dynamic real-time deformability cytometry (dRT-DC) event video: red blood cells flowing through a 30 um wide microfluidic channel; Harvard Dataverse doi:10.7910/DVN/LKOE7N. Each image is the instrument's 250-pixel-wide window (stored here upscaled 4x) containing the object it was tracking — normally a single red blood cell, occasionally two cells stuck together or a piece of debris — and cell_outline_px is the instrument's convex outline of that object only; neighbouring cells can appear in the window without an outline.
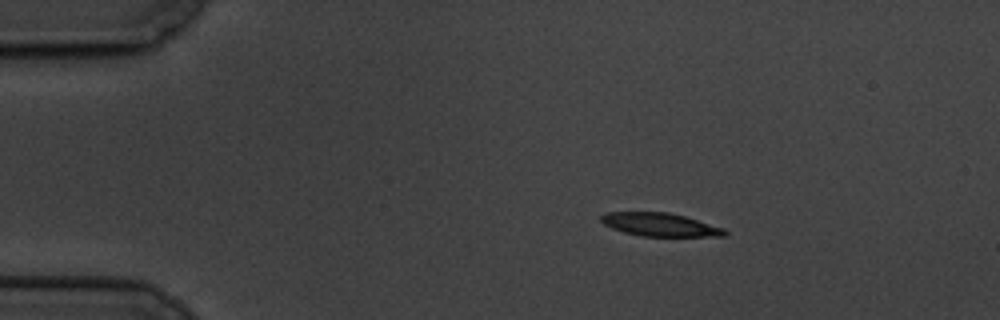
{"species": "common noctule bat (a hibernating species)", "species_latin": "Nyctalus noctula", "temperature_condition": "cold", "stored_images_in_passage": 14, "camera_frame_rate_fps": 3000, "um_per_image_px": 0.085, "animal": {"sex": "male", "body_mass_g": 19.5, "forearm_length_mm": 54.6}, "frame": {"image": 1, "passage_image": 2, "time_ms": 1.333, "image_size_px": [1000, 320], "cell_outline_px": [[728, 232], [724, 236], [640, 236], [624, 232], [612, 228], [604, 224], [600, 220], [600, 216], [608, 212], [668, 212], [684, 216], [724, 228]], "centroid_in_image_um": [56.09, 19.09], "position_along_channel_um": 28.9, "area_um2": 16.65}}
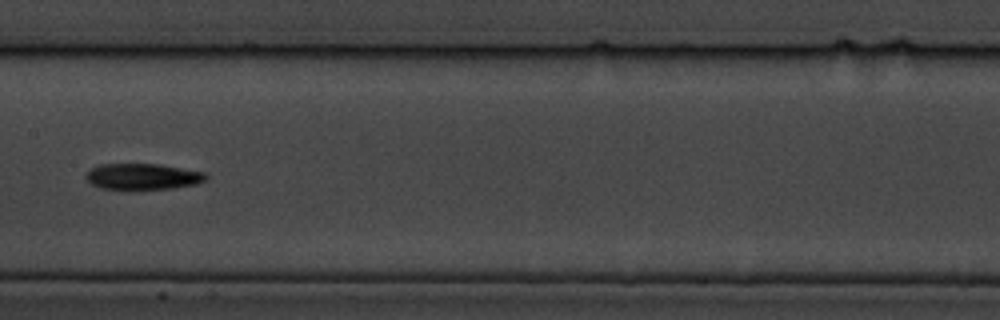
{"frame": {"image": 2, "passage_image": 7, "time_ms": 8.0, "image_size_px": [1000, 320], "cell_outline_px": [[208, 176], [204, 180], [196, 184], [172, 188], [132, 192], [100, 188], [92, 184], [84, 176], [92, 168], [100, 164], [156, 164], [204, 172]], "centroid_in_image_um": [12.08, 15.05], "position_along_channel_um": 195.3, "area_um2": 18.73}}
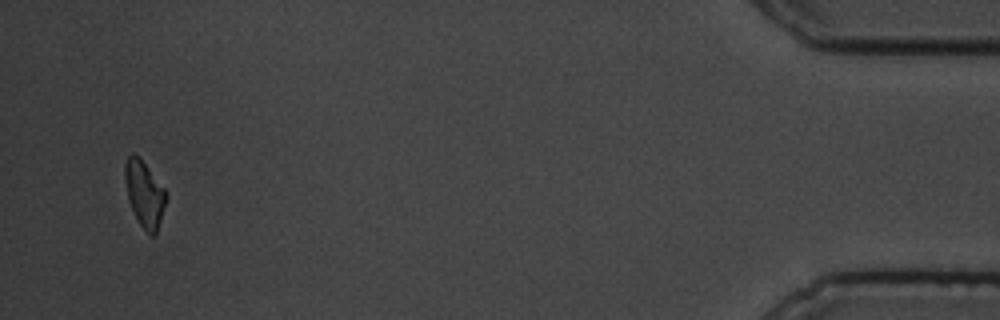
{"frame": {"image": 3, "passage_image": 14, "time_ms": 17.0, "image_size_px": [1000, 320], "cell_outline_px": [[168, 196], [156, 232], [152, 236], [148, 236], [140, 224], [128, 200], [124, 176], [124, 164], [128, 156], [132, 152], [140, 156], [168, 192]], "centroid_in_image_um": [12.28, 16.43], "position_along_channel_um": 422.9, "area_um2": 16.07}, "authors_computed_cell_mechanics": {"area_um2": 17.4845, "velocity_mm_per_s": 3.3842, "shape_relaxation_time_tau1_ms": 3.566, "shape_relaxation_time_tau2_ms": null, "deformation_change_tau1": 0.1072, "deformation_change_tau2": null}}